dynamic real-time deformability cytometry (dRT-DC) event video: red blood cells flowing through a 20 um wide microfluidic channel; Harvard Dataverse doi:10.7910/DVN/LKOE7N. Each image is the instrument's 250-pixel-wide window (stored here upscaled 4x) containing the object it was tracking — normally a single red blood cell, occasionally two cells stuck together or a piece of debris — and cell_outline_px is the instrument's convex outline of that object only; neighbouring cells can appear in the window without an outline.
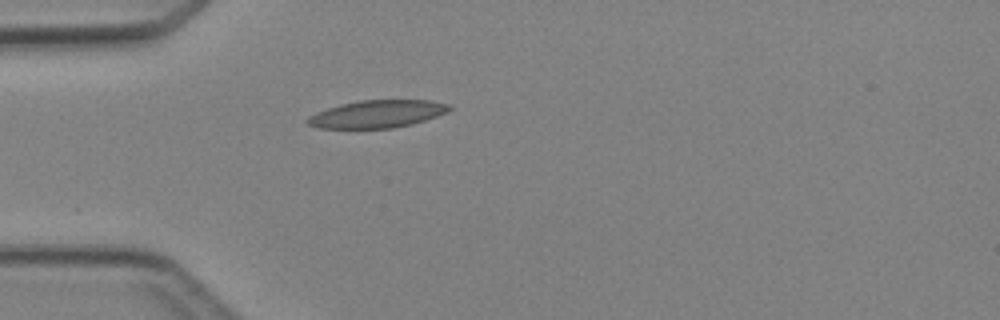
{"species": "Egyptian fruit bat (a non-hibernating species)", "species_latin": "Rousettus aegyptiacus", "temperature_condition": "cold", "stored_images_in_passage": 1, "camera_frame_rate_fps": 3000, "um_per_image_px": 0.085, "animal": {"sex": "female"}, "frame": {"image": 1, "passage_image": 1, "time_ms": 0.0, "image_size_px": [1000, 320], "cell_outline_px": [[452, 108], [448, 112], [412, 124], [392, 128], [320, 128], [308, 124], [304, 120], [308, 116], [316, 112], [340, 104], [360, 100], [428, 100], [448, 104]], "centroid_in_image_um": [32.04, 9.68], "position_along_channel_um": 53.0, "area_um2": 22.72}}